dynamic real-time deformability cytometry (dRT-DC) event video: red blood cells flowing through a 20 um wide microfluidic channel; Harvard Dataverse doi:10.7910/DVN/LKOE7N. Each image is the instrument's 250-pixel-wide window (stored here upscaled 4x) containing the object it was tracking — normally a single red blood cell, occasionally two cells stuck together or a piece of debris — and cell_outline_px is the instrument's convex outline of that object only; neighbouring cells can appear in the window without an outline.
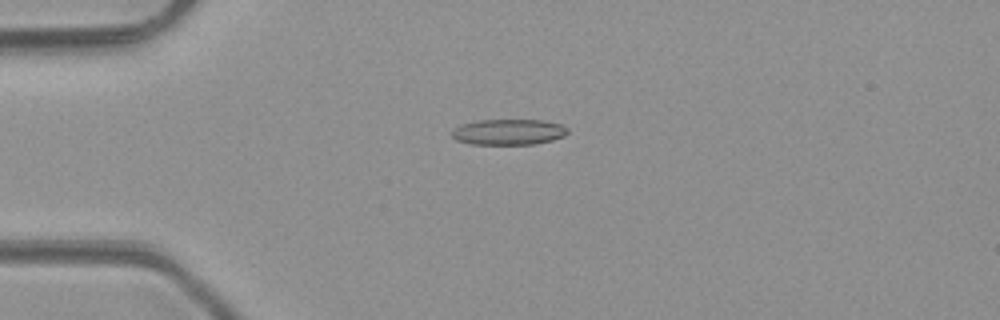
{"species": "common noctule bat (a hibernating species)", "species_latin": "Nyctalus noctula", "temperature_condition": "room temperature", "stored_images_in_passage": 5, "camera_frame_rate_fps": 3000, "um_per_image_px": 0.085, "animal": {"sex": "male", "body_mass_g": 23.1, "forearm_length_mm": 52.7}, "frame": {"image": 1, "passage_image": 2, "time_ms": 1.0, "image_size_px": [1000, 320], "cell_outline_px": [[568, 132], [564, 136], [552, 140], [536, 144], [472, 144], [456, 140], [452, 136], [452, 132], [460, 124], [476, 120], [540, 120], [560, 124], [568, 128]], "centroid_in_image_um": [43.23, 11.22], "position_along_channel_um": 41.8, "area_um2": 17.34}}
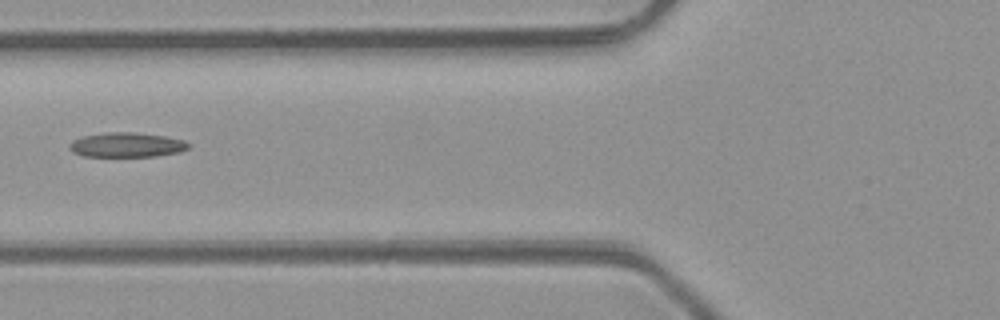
{"frame": {"image": 2, "passage_image": 4, "time_ms": 3.333, "image_size_px": [1000, 320], "cell_outline_px": [[188, 148], [180, 152], [156, 156], [84, 156], [72, 152], [68, 148], [68, 144], [72, 140], [84, 136], [108, 132], [136, 132], [164, 136], [184, 140], [188, 144]], "centroid_in_image_um": [10.74, 12.31], "position_along_channel_um": 115.1, "area_um2": 17.05}}
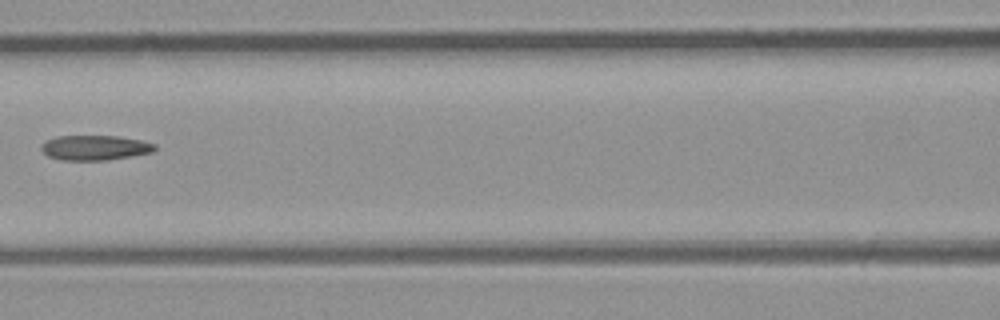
{"frame": {"image": 3, "passage_image": 5, "time_ms": 4.333, "image_size_px": [1000, 320], "cell_outline_px": [[156, 148], [152, 152], [132, 156], [108, 160], [64, 160], [48, 156], [40, 148], [40, 144], [56, 136], [116, 136], [140, 140], [156, 144]], "centroid_in_image_um": [8.06, 12.55], "position_along_channel_um": 158.5, "area_um2": 16.42}}